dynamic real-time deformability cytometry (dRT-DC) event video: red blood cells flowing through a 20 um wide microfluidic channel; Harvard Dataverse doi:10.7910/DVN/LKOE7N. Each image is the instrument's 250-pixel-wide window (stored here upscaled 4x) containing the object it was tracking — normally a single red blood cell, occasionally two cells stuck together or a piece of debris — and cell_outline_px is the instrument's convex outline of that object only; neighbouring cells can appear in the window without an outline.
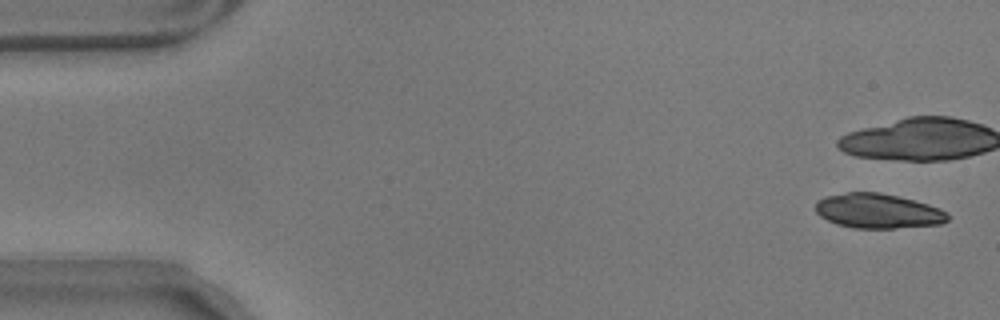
{"species": "common noctule bat (a hibernating species)", "species_latin": "Nyctalus noctula", "temperature_condition": "warm", "stored_images_in_passage": 9, "camera_frame_rate_fps": 3000, "um_per_image_px": 0.085, "animal": {"sex": "male", "body_mass_g": 17.9}, "frame": {"image": 1, "passage_image": 1, "time_ms": 0.0, "image_size_px": [1000, 320], "cell_outline_px": [[948, 220], [940, 224], [892, 228], [852, 228], [836, 224], [820, 216], [816, 212], [816, 200], [824, 196], [848, 192], [880, 192], [928, 204], [940, 208], [948, 212]], "centroid_in_image_um": [74.6, 17.93], "position_along_channel_um": 10.4, "area_um2": 26.7}}